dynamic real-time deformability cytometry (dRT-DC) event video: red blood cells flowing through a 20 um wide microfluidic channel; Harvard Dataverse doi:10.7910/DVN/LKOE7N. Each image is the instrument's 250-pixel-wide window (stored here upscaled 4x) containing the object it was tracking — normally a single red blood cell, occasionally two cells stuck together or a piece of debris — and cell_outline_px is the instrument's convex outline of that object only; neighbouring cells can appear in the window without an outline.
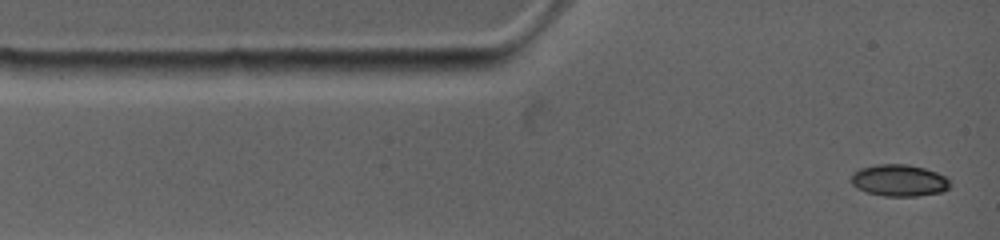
{"species": "common noctule bat (a hibernating species)", "species_latin": "Nyctalus noctula", "temperature_condition": "warm", "stored_images_in_passage": 25, "camera_frame_rate_fps": 4500, "um_per_image_px": 0.085, "animal": {"sex": "female", "body_mass_g": 19.0, "forearm_length_mm": 53.3}, "frame": {"image": 1, "passage_image": 1, "time_ms": 0.0, "image_size_px": [1000, 240], "cell_outline_px": [[952, 184], [948, 188], [940, 192], [916, 196], [884, 196], [868, 192], [852, 184], [852, 172], [860, 168], [876, 164], [908, 164], [924, 168], [936, 172], [944, 176]], "centroid_in_image_um": [76.43, 15.32], "position_along_channel_um": 8.6, "area_um2": 18.15}}
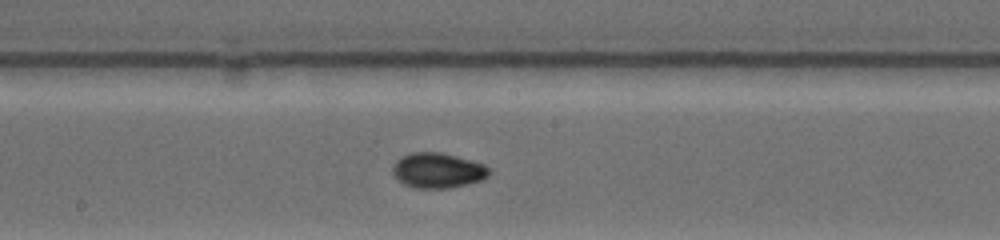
{"frame": {"image": 2, "passage_image": 11, "time_ms": 6.222, "image_size_px": [1000, 240], "cell_outline_px": [[488, 176], [480, 180], [468, 184], [448, 188], [412, 188], [404, 184], [392, 172], [392, 168], [396, 160], [404, 156], [416, 152], [436, 152], [452, 156], [480, 164], [488, 168]], "centroid_in_image_um": [37.15, 14.51], "position_along_channel_um": 211.0, "area_um2": 19.07}}
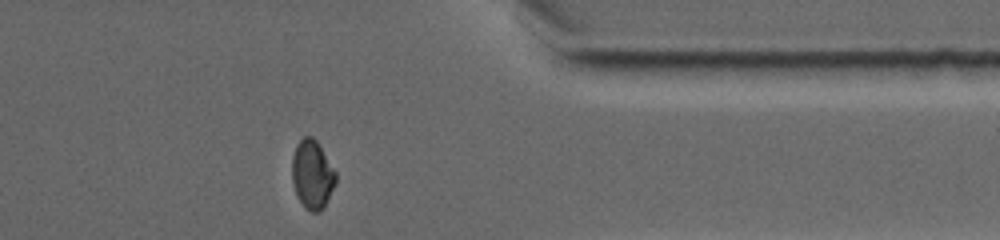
{"frame": {"image": 3, "passage_image": 22, "time_ms": 11.111, "image_size_px": [1000, 240], "cell_outline_px": [[336, 184], [324, 208], [320, 212], [312, 212], [304, 208], [296, 196], [292, 184], [292, 156], [296, 144], [304, 136], [312, 136], [316, 140], [336, 172]], "centroid_in_image_um": [26.53, 14.87], "position_along_channel_um": 384.9, "area_um2": 17.8}, "authors_computed_cell_mechanics": {"area_um2": 18.3804, "velocity_mm_per_s": 3.8414, "shape_relaxation_time_tau1_ms": 7.9663, "shape_relaxation_time_tau2_ms": null, "deformation_change_tau1": 0.2085, "deformation_change_tau2": null}}